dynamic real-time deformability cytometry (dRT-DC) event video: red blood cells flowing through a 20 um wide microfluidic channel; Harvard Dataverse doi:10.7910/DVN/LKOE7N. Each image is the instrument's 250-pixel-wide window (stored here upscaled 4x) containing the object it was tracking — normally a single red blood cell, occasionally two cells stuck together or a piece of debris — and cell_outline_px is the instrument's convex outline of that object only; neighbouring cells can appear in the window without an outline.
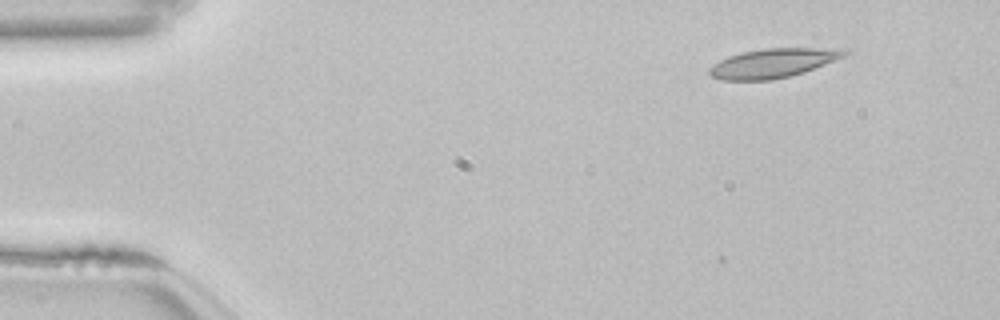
{"species": "common noctule bat (a hibernating species)", "species_latin": "Nyctalus noctula", "temperature_condition": "room temperature", "stored_images_in_passage": 7, "camera_frame_rate_fps": 3000, "um_per_image_px": 0.085, "animal": {"sex": "female", "body_mass_g": 22.7, "forearm_length_mm": 54.2}, "frame": {"image": 1, "passage_image": 1, "time_ms": 0.0, "image_size_px": [1000, 320], "cell_outline_px": [[848, 52], [844, 56], [804, 72], [772, 80], [720, 80], [708, 76], [708, 68], [712, 64], [728, 56], [744, 52], [764, 48], [848, 48]], "centroid_in_image_um": [65.66, 5.36], "position_along_channel_um": 19.3, "area_um2": 23.0}}